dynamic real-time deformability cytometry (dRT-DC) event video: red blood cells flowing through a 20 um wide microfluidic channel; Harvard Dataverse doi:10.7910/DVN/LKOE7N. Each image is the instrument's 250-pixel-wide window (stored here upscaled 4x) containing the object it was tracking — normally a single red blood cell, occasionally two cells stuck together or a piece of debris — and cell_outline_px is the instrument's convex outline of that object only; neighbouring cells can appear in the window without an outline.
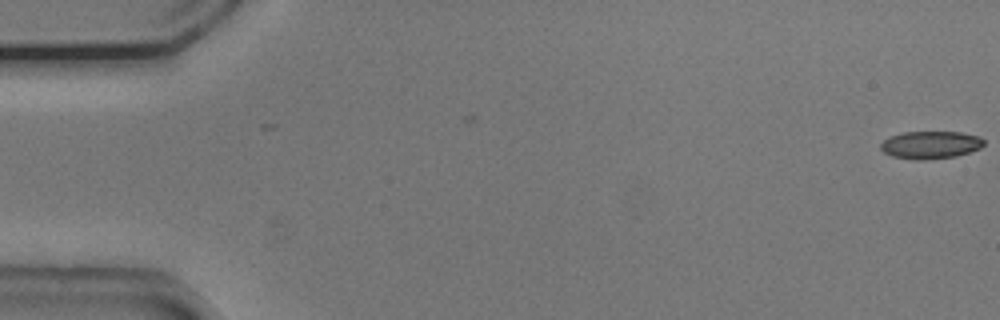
{"species": "common noctule bat (a hibernating species)", "species_latin": "Nyctalus noctula", "temperature_condition": "cold", "stored_images_in_passage": 4, "camera_frame_rate_fps": 3000, "um_per_image_px": 0.085, "animal": {"sex": "male", "body_mass_g": 20.5, "forearm_length_mm": 52.5}, "frame": {"image": 1, "passage_image": 4, "time_ms": 1.0, "image_size_px": [1000, 320], "cell_outline_px": [[984, 144], [980, 148], [956, 156], [924, 160], [916, 160], [892, 156], [884, 152], [880, 148], [880, 144], [884, 140], [892, 136], [904, 132], [960, 132], [980, 136], [984, 140]], "centroid_in_image_um": [79.1, 12.31], "position_along_channel_um": 5.9, "area_um2": 16.53}}